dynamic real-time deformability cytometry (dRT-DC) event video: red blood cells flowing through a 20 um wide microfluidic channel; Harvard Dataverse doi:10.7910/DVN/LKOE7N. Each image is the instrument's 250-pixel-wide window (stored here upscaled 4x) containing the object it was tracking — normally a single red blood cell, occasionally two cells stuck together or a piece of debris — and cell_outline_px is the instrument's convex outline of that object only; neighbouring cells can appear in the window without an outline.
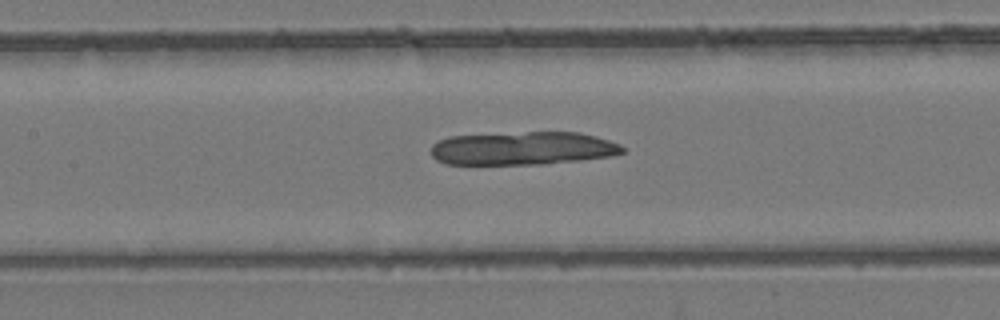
{"species": "common noctule bat (a hibernating species)", "species_latin": "Nyctalus noctula", "temperature_condition": "room temperature", "stored_images_in_passage": 45, "camera_frame_rate_fps": 3000, "um_per_image_px": 0.085, "animal": {"sex": "female", "body_mass_g": 24.6, "forearm_length_mm": 56.2}, "frame": {"image": 1, "passage_image": 24, "time_ms": 7.667, "image_size_px": [1000, 320], "cell_outline_px": [[624, 152], [612, 156], [580, 160], [540, 164], [444, 164], [436, 160], [432, 156], [432, 144], [448, 136], [528, 132], [576, 132], [596, 136], [620, 144], [624, 148]], "centroid_in_image_um": [44.43, 12.61], "position_along_channel_um": 163.0, "area_um2": 37.11}}
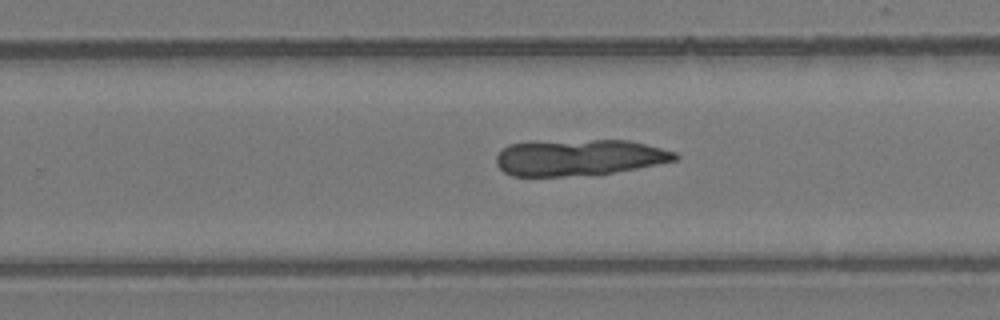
{"frame": {"image": 2, "passage_image": 33, "time_ms": 10.667, "image_size_px": [1000, 320], "cell_outline_px": [[680, 156], [676, 160], [636, 168], [612, 172], [560, 176], [512, 176], [504, 172], [496, 164], [496, 156], [508, 144], [592, 140], [628, 140], [676, 152]], "centroid_in_image_um": [49.22, 13.39], "position_along_channel_um": 280.6, "area_um2": 36.93}}
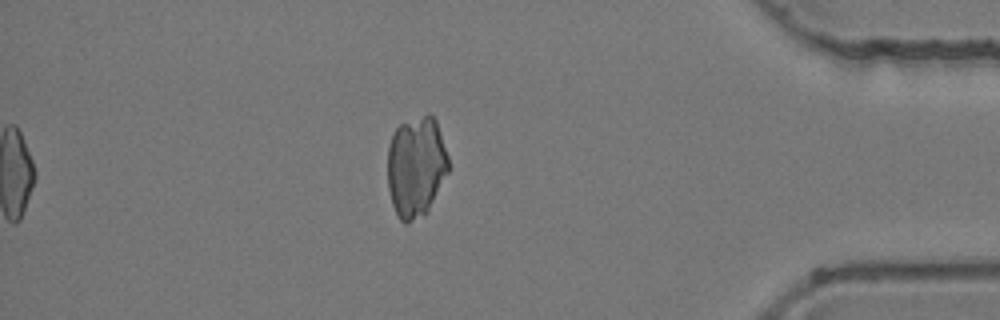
{"frame": {"image": 3, "passage_image": 45, "time_ms": 14.667, "image_size_px": [1000, 320], "cell_outline_px": [[448, 172], [428, 212], [424, 216], [408, 224], [404, 224], [396, 216], [392, 204], [388, 188], [388, 144], [396, 128], [400, 124], [428, 112], [436, 120], [448, 156]], "centroid_in_image_um": [35.36, 14.2], "position_along_channel_um": 399.8, "area_um2": 36.24}}